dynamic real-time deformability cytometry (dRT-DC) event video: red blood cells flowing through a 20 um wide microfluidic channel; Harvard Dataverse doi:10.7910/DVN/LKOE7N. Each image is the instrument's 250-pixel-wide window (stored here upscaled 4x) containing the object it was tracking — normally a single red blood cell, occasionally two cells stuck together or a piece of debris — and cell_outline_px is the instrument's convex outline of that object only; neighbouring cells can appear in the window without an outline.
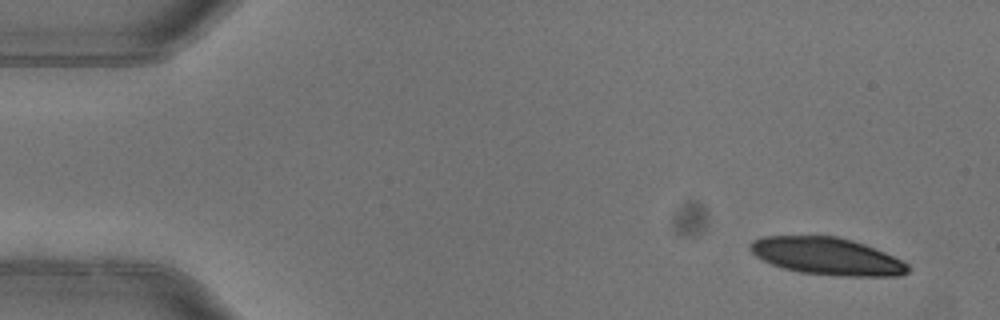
{"species": "common noctule bat (a hibernating species)", "species_latin": "Nyctalus noctula", "temperature_condition": "warm", "stored_images_in_passage": 5, "camera_frame_rate_fps": 3000, "um_per_image_px": 0.085, "animal": {"sex": "female"}, "frame": {"image": 1, "passage_image": 1, "time_ms": 0.0, "image_size_px": [1000, 320], "cell_outline_px": [[908, 272], [900, 276], [840, 276], [800, 272], [784, 268], [772, 264], [756, 256], [752, 252], [748, 244], [752, 240], [764, 236], [836, 236], [852, 240], [864, 244], [884, 252], [908, 264]], "centroid_in_image_um": [70.28, 21.78], "position_along_channel_um": 14.7, "area_um2": 34.04}}